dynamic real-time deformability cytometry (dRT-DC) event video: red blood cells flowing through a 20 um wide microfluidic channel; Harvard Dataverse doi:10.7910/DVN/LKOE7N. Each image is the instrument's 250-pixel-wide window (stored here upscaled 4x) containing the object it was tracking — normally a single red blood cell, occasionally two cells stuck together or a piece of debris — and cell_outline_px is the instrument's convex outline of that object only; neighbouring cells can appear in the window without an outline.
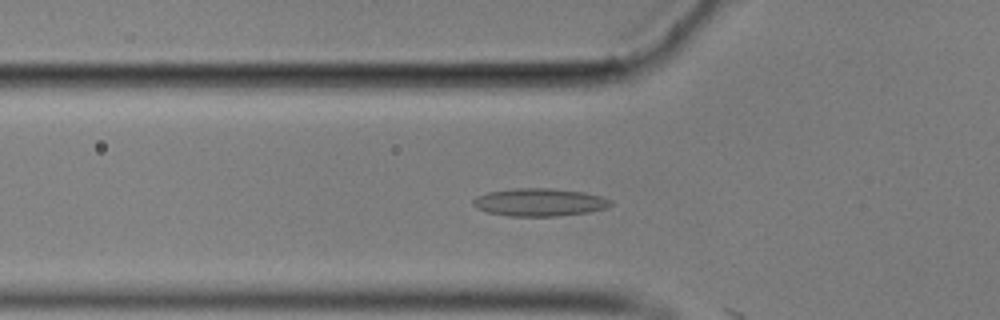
{"species": "common noctule bat (a hibernating species)", "species_latin": "Nyctalus noctula", "temperature_condition": "cold", "stored_images_in_passage": 19, "camera_frame_rate_fps": 3000, "um_per_image_px": 0.085, "animal": {"sex": "male", "body_mass_g": 17.9}, "frame": {"image": 1, "passage_image": 18, "time_ms": 5.667, "image_size_px": [1000, 320], "cell_outline_px": [[612, 204], [604, 208], [588, 212], [560, 216], [508, 216], [488, 212], [476, 208], [472, 204], [472, 200], [476, 196], [488, 192], [516, 188], [552, 188], [584, 192], [600, 196], [612, 200]], "centroid_in_image_um": [45.83, 17.19], "position_along_channel_um": 80.0, "area_um2": 22.31}}